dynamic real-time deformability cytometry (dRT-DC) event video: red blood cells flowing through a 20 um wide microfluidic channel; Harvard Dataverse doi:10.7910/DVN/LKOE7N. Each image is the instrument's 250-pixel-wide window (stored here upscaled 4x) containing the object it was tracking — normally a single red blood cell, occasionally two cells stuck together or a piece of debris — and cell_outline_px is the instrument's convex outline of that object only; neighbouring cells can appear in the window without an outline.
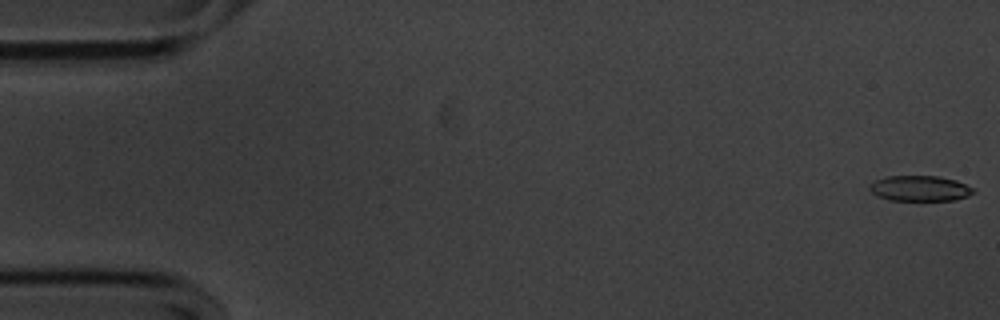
{"species": "common noctule bat (a hibernating species)", "species_latin": "Nyctalus noctula", "temperature_condition": "cold", "stored_images_in_passage": 56, "camera_frame_rate_fps": 3000, "um_per_image_px": 0.085, "animal": {"sex": "male", "body_mass_g": 20.1, "forearm_length_mm": 53.5}, "frame": {"image": 1, "passage_image": 1, "time_ms": 0.0, "image_size_px": [1000, 320], "cell_outline_px": [[976, 192], [968, 196], [952, 200], [888, 200], [876, 196], [868, 188], [876, 180], [888, 176], [936, 176], [956, 180], [972, 188]], "centroid_in_image_um": [78.18, 16.02], "position_along_channel_um": 6.8, "area_um2": 15.26}}
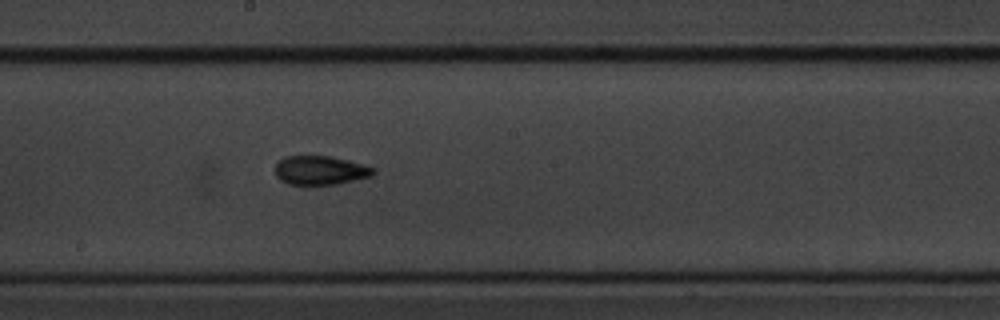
{"frame": {"image": 2, "passage_image": 30, "time_ms": 9.667, "image_size_px": [1000, 320], "cell_outline_px": [[376, 172], [372, 176], [336, 184], [288, 184], [280, 180], [276, 176], [276, 164], [284, 156], [332, 156], [348, 160], [376, 168]], "centroid_in_image_um": [27.24, 14.47], "position_along_channel_um": 221.0, "area_um2": 16.53}}
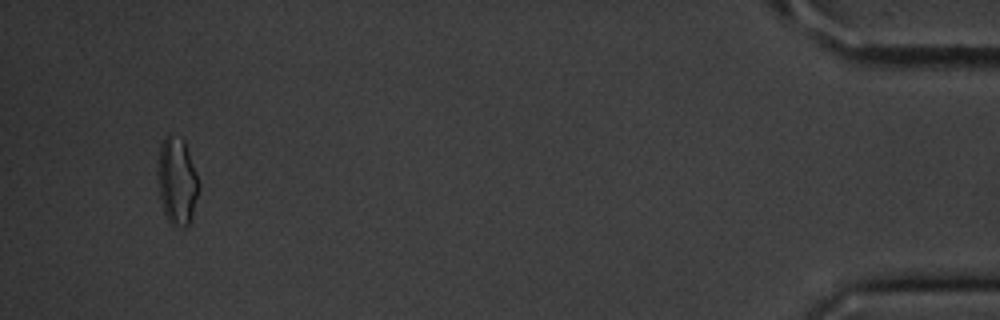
{"frame": {"image": 3, "passage_image": 53, "time_ms": 17.333, "image_size_px": [1000, 320], "cell_outline_px": [[200, 188], [192, 216], [188, 224], [184, 228], [172, 224], [168, 220], [164, 212], [160, 200], [156, 180], [156, 172], [160, 144], [164, 136], [168, 132], [184, 140], [200, 184]], "centroid_in_image_um": [15.01, 15.36], "position_along_channel_um": 420.2, "area_um2": 21.33}, "authors_computed_cell_mechanics": {"area_um2": 16.4441, "velocity_mm_per_s": 3.5987, "shape_relaxation_time_tau1_ms": 7.1358, "shape_relaxation_time_tau2_ms": 2.808, "deformation_change_tau1": 0.1595, "deformation_change_tau2": 0.1029}}